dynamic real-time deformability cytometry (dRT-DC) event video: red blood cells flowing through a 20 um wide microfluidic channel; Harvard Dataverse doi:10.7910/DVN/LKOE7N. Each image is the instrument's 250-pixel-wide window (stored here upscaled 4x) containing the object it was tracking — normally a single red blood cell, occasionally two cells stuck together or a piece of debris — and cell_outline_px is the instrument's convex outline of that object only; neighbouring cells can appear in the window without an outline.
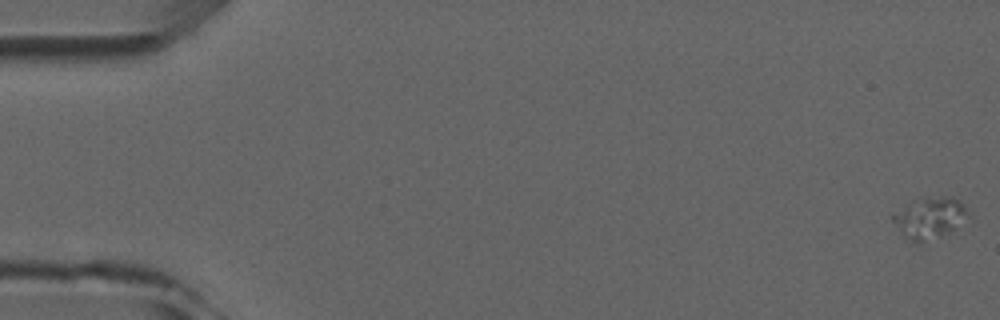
{"species": "common noctule bat (a hibernating species)", "species_latin": "Nyctalus noctula", "temperature_condition": "room temperature", "stored_images_in_passage": 8, "camera_frame_rate_fps": 3000, "um_per_image_px": 0.085, "animal": {"sex": "male", "forearm_length_mm": 52.5}, "frame": {"image": 1, "passage_image": 1, "time_ms": 0.0, "image_size_px": [1000, 320], "cell_outline_px": [[964, 212], [952, 228], [940, 236], [920, 244], [912, 244], [900, 232], [892, 220], [892, 216], [908, 204], [924, 196], [952, 196], [960, 200], [964, 204]], "centroid_in_image_um": [78.9, 18.52], "position_along_channel_um": 6.1, "area_um2": 17.34}}
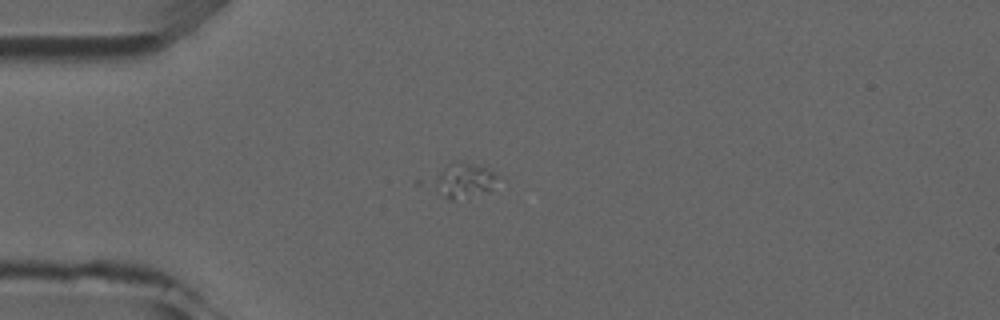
{"frame": {"image": 2, "passage_image": 5, "time_ms": 4.333, "image_size_px": [1000, 320], "cell_outline_px": [[500, 176], [492, 188], [488, 192], [452, 200], [448, 200], [444, 196], [436, 180], [440, 172], [448, 164], [480, 164]], "centroid_in_image_um": [39.58, 15.35], "position_along_channel_um": 45.4, "area_um2": 12.08}}